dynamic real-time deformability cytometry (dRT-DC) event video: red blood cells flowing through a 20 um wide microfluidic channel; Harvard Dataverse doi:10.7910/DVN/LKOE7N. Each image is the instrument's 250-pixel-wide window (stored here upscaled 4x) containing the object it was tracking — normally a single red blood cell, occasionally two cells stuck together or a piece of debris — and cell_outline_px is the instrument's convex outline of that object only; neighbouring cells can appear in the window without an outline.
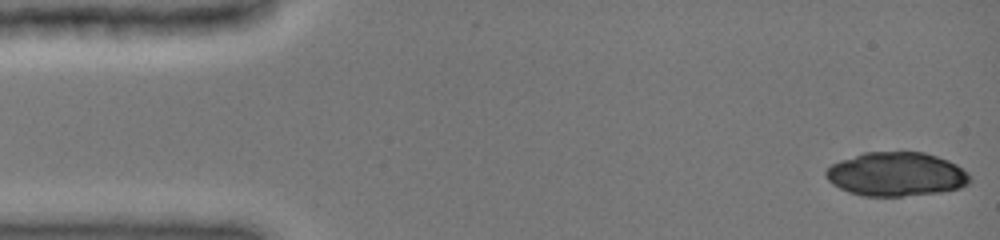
{"species": "common noctule bat (a hibernating species)", "species_latin": "Nyctalus noctula", "temperature_condition": "cold", "stored_images_in_passage": 23, "camera_frame_rate_fps": 3000, "um_per_image_px": 0.085, "animal": {"sex": "female", "body_mass_g": 19.0, "forearm_length_mm": 51.5}, "frame": {"image": 1, "passage_image": 1, "time_ms": 0.0, "image_size_px": [1000, 240], "cell_outline_px": [[972, 180], [968, 184], [960, 188], [940, 192], [900, 196], [864, 196], [848, 192], [832, 184], [824, 176], [824, 172], [832, 164], [840, 160], [864, 152], [924, 152], [948, 160], [956, 164], [968, 172], [972, 176]], "centroid_in_image_um": [76.19, 14.81], "position_along_channel_um": 8.8, "area_um2": 37.05}}